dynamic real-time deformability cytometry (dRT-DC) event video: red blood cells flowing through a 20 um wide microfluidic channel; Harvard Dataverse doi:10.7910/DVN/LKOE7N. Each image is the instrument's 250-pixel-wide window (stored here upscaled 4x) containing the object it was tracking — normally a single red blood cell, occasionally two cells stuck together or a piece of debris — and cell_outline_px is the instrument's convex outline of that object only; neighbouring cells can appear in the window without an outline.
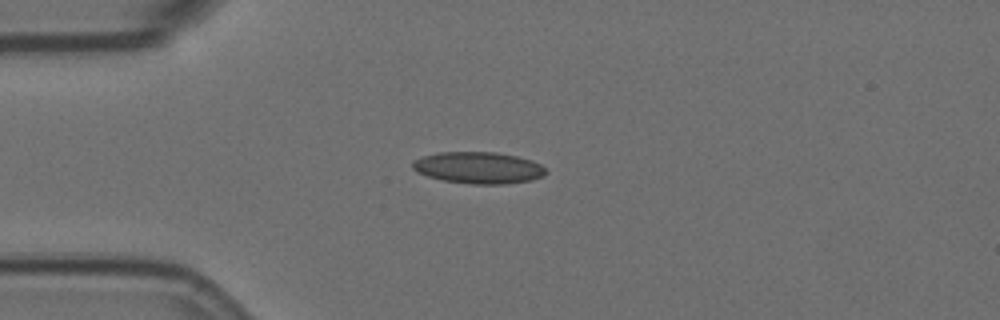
{"species": "Egyptian fruit bat (a non-hibernating species)", "species_latin": "Rousettus aegyptiacus", "temperature_condition": "room temperature", "stored_images_in_passage": 7, "camera_frame_rate_fps": 3000, "um_per_image_px": 0.085, "animal": {"sex": "female"}, "frame": {"image": 1, "passage_image": 2, "time_ms": 0.333, "image_size_px": [1000, 320], "cell_outline_px": [[548, 172], [544, 176], [532, 180], [504, 184], [472, 184], [440, 180], [416, 172], [412, 168], [412, 160], [424, 156], [440, 152], [496, 152], [516, 156], [532, 160], [540, 164]], "centroid_in_image_um": [40.67, 14.26], "position_along_channel_um": 44.3, "area_um2": 24.74}}
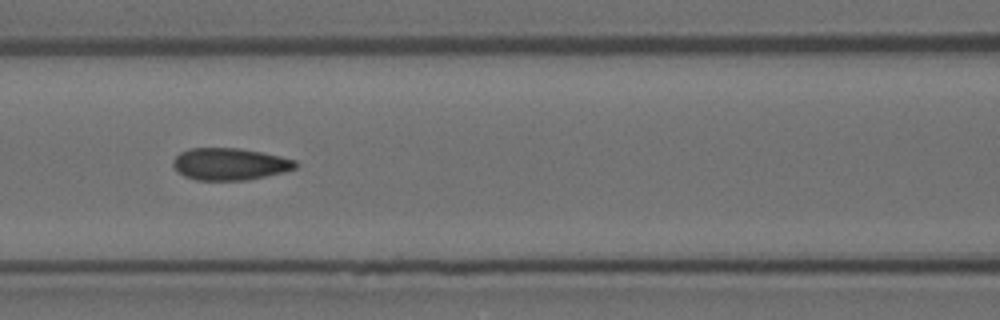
{"frame": {"image": 2, "passage_image": 5, "time_ms": 1.333, "image_size_px": [1000, 320], "cell_outline_px": [[300, 164], [296, 168], [284, 172], [244, 180], [196, 180], [184, 176], [172, 164], [172, 160], [180, 152], [188, 148], [240, 148], [280, 156], [296, 160]], "centroid_in_image_um": [19.54, 13.94], "position_along_channel_um": 147.1, "area_um2": 22.83}}
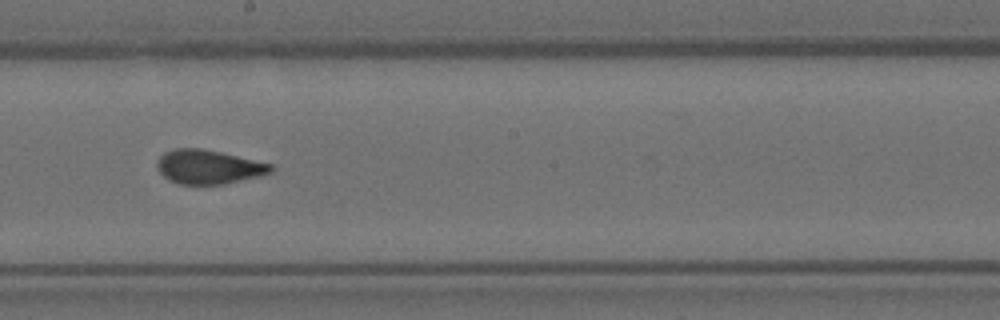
{"frame": {"image": 3, "passage_image": 7, "time_ms": 2.0, "image_size_px": [1000, 320], "cell_outline_px": [[276, 168], [272, 172], [264, 176], [224, 184], [180, 184], [168, 180], [160, 172], [156, 164], [160, 156], [164, 152], [176, 148], [200, 148], [220, 152], [272, 164]], "centroid_in_image_um": [17.77, 14.19], "position_along_channel_um": 230.4, "area_um2": 22.72}}